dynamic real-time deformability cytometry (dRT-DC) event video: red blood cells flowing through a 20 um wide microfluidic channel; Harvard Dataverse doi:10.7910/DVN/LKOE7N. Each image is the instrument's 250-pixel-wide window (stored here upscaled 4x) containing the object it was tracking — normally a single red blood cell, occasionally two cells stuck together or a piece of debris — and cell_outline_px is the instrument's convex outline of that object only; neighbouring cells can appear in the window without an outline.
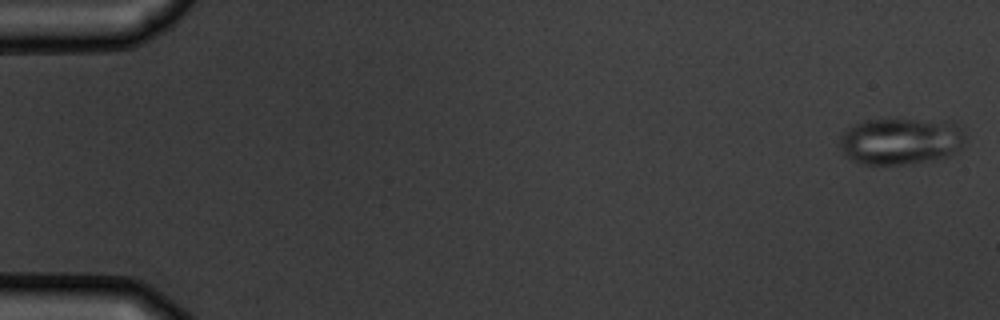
{"species": "common noctule bat (a hibernating species)", "species_latin": "Nyctalus noctula", "temperature_condition": "warm", "stored_images_in_passage": 5, "camera_frame_rate_fps": 3000, "um_per_image_px": 0.085, "animal": {"sex": "male", "body_mass_g": 19.5, "forearm_length_mm": 54.6}, "frame": {"image": 1, "passage_image": 1, "time_ms": 0.0, "image_size_px": [1000, 320], "cell_outline_px": [[968, 136], [960, 148], [948, 156], [932, 160], [904, 164], [860, 164], [844, 156], [840, 148], [840, 136], [848, 128], [864, 120], [896, 116], [948, 120], [964, 128]], "centroid_in_image_um": [76.6, 11.93], "position_along_channel_um": 8.4, "area_um2": 35.72}}